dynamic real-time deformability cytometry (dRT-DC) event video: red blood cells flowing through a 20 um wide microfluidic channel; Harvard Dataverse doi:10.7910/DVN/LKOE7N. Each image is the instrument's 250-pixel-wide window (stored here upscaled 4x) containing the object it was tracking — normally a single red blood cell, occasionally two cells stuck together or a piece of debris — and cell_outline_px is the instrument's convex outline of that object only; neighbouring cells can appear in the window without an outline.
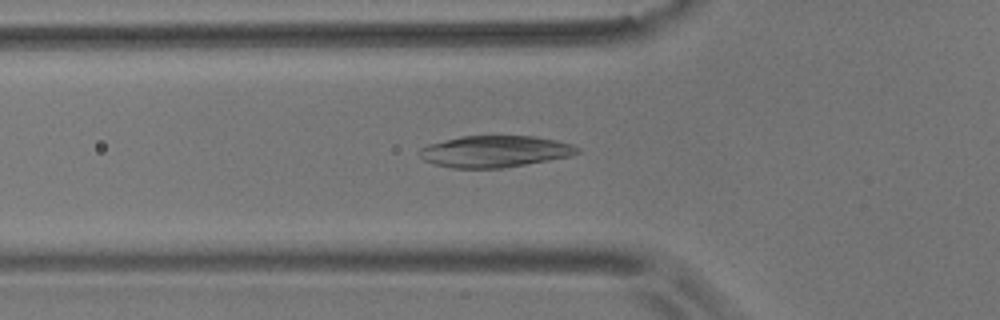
{"species": "common noctule bat (a hibernating species)", "species_latin": "Nyctalus noctula", "temperature_condition": "room temperature", "stored_images_in_passage": 54, "camera_frame_rate_fps": 3000, "um_per_image_px": 0.085, "animal": {"sex": "male", "body_mass_g": 17.9}, "frame": {"image": 1, "passage_image": 18, "time_ms": 5.667, "image_size_px": [1000, 320], "cell_outline_px": [[580, 152], [572, 156], [504, 168], [452, 168], [436, 164], [424, 160], [416, 152], [420, 148], [428, 144], [460, 136], [536, 136], [556, 140], [572, 144], [580, 148]], "centroid_in_image_um": [42.08, 12.87], "position_along_channel_um": 83.7, "area_um2": 29.25}}
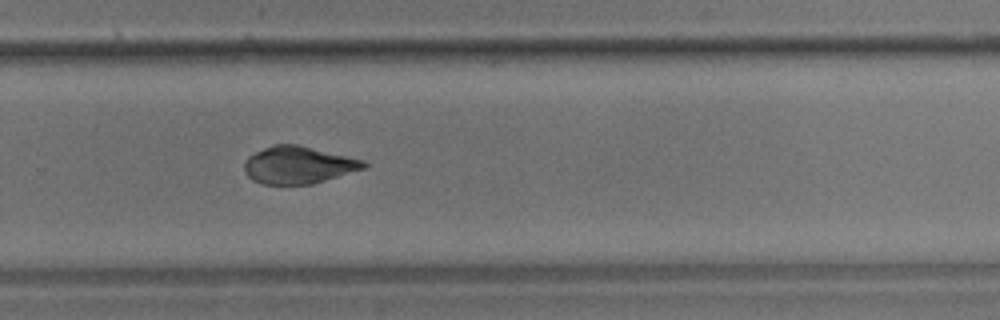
{"frame": {"image": 2, "passage_image": 36, "time_ms": 11.667, "image_size_px": [1000, 320], "cell_outline_px": [[368, 168], [312, 184], [260, 184], [252, 180], [244, 172], [244, 160], [248, 156], [272, 144], [296, 144], [364, 160], [368, 164]], "centroid_in_image_um": [25.36, 14.03], "position_along_channel_um": 304.4, "area_um2": 26.13}}
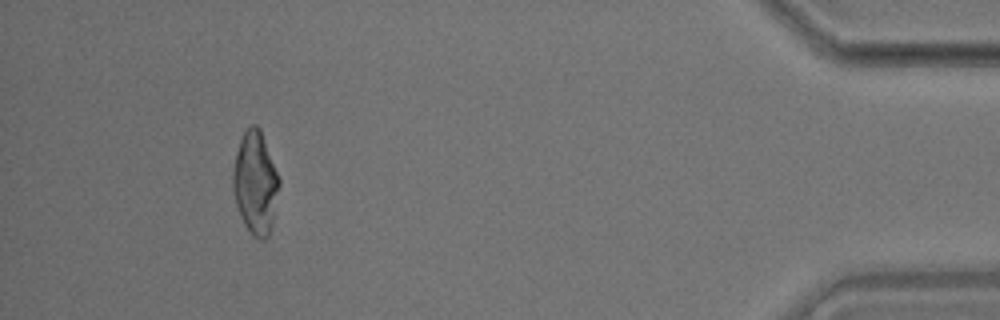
{"frame": {"image": 3, "passage_image": 50, "time_ms": 16.333, "image_size_px": [1000, 320], "cell_outline_px": [[280, 184], [272, 224], [268, 236], [264, 240], [256, 240], [252, 236], [244, 224], [240, 216], [236, 204], [232, 188], [232, 172], [236, 152], [240, 140], [248, 124], [256, 124], [260, 128], [280, 180]], "centroid_in_image_um": [21.69, 15.56], "position_along_channel_um": 413.5, "area_um2": 27.86}, "authors_computed_cell_mechanics": {"area_um2": 27.8307, "velocity_mm_per_s": 3.6657, "shape_relaxation_time_tau1_ms": 8.3003, "shape_relaxation_time_tau2_ms": 1.443, "deformation_change_tau1": 0.2391, "deformation_change_tau2": 0.0534}}